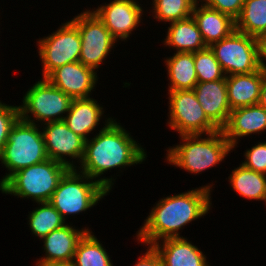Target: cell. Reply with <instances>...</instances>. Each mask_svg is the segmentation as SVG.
<instances>
[{
    "label": "cell",
    "mask_w": 266,
    "mask_h": 266,
    "mask_svg": "<svg viewBox=\"0 0 266 266\" xmlns=\"http://www.w3.org/2000/svg\"><path fill=\"white\" fill-rule=\"evenodd\" d=\"M206 46L218 42L236 30V21L229 15L212 9L197 1L192 11Z\"/></svg>",
    "instance_id": "d6986e66"
},
{
    "label": "cell",
    "mask_w": 266,
    "mask_h": 266,
    "mask_svg": "<svg viewBox=\"0 0 266 266\" xmlns=\"http://www.w3.org/2000/svg\"><path fill=\"white\" fill-rule=\"evenodd\" d=\"M204 5L231 16L236 20L242 11L245 0H198Z\"/></svg>",
    "instance_id": "1f68e13d"
},
{
    "label": "cell",
    "mask_w": 266,
    "mask_h": 266,
    "mask_svg": "<svg viewBox=\"0 0 266 266\" xmlns=\"http://www.w3.org/2000/svg\"><path fill=\"white\" fill-rule=\"evenodd\" d=\"M257 40L260 67L266 71V34L260 36Z\"/></svg>",
    "instance_id": "836d02e7"
},
{
    "label": "cell",
    "mask_w": 266,
    "mask_h": 266,
    "mask_svg": "<svg viewBox=\"0 0 266 266\" xmlns=\"http://www.w3.org/2000/svg\"><path fill=\"white\" fill-rule=\"evenodd\" d=\"M226 77V87L231 110L256 105L259 102L264 69L248 74H235Z\"/></svg>",
    "instance_id": "ffe728a7"
},
{
    "label": "cell",
    "mask_w": 266,
    "mask_h": 266,
    "mask_svg": "<svg viewBox=\"0 0 266 266\" xmlns=\"http://www.w3.org/2000/svg\"><path fill=\"white\" fill-rule=\"evenodd\" d=\"M258 104L266 109V71L264 70V78L260 90V98Z\"/></svg>",
    "instance_id": "e575fe53"
},
{
    "label": "cell",
    "mask_w": 266,
    "mask_h": 266,
    "mask_svg": "<svg viewBox=\"0 0 266 266\" xmlns=\"http://www.w3.org/2000/svg\"><path fill=\"white\" fill-rule=\"evenodd\" d=\"M168 91L193 90L198 83L194 53L174 52L173 56L166 57Z\"/></svg>",
    "instance_id": "603a6c76"
},
{
    "label": "cell",
    "mask_w": 266,
    "mask_h": 266,
    "mask_svg": "<svg viewBox=\"0 0 266 266\" xmlns=\"http://www.w3.org/2000/svg\"><path fill=\"white\" fill-rule=\"evenodd\" d=\"M37 204L39 207L30 211L27 218L28 226L35 237L42 239L67 224L50 202Z\"/></svg>",
    "instance_id": "4316f807"
},
{
    "label": "cell",
    "mask_w": 266,
    "mask_h": 266,
    "mask_svg": "<svg viewBox=\"0 0 266 266\" xmlns=\"http://www.w3.org/2000/svg\"><path fill=\"white\" fill-rule=\"evenodd\" d=\"M214 184L199 186L187 192L161 198L150 210L136 240L146 247L166 238L183 237L181 229L204 217L211 210Z\"/></svg>",
    "instance_id": "7a4b0ae2"
},
{
    "label": "cell",
    "mask_w": 266,
    "mask_h": 266,
    "mask_svg": "<svg viewBox=\"0 0 266 266\" xmlns=\"http://www.w3.org/2000/svg\"><path fill=\"white\" fill-rule=\"evenodd\" d=\"M39 124L18 119L12 126L8 140L0 154V164L8 169L0 186L15 172L31 165L39 164L48 158L44 138Z\"/></svg>",
    "instance_id": "5b68a950"
},
{
    "label": "cell",
    "mask_w": 266,
    "mask_h": 266,
    "mask_svg": "<svg viewBox=\"0 0 266 266\" xmlns=\"http://www.w3.org/2000/svg\"><path fill=\"white\" fill-rule=\"evenodd\" d=\"M37 45L43 78L56 68L79 61L81 38L78 28L71 21H66L47 37L39 38Z\"/></svg>",
    "instance_id": "30bf717a"
},
{
    "label": "cell",
    "mask_w": 266,
    "mask_h": 266,
    "mask_svg": "<svg viewBox=\"0 0 266 266\" xmlns=\"http://www.w3.org/2000/svg\"><path fill=\"white\" fill-rule=\"evenodd\" d=\"M43 266H73L72 263H62V264H48Z\"/></svg>",
    "instance_id": "d590c367"
},
{
    "label": "cell",
    "mask_w": 266,
    "mask_h": 266,
    "mask_svg": "<svg viewBox=\"0 0 266 266\" xmlns=\"http://www.w3.org/2000/svg\"><path fill=\"white\" fill-rule=\"evenodd\" d=\"M179 138V144L166 150V161L191 174H201L216 166L234 150L221 130L203 134V137L202 134H194L179 135Z\"/></svg>",
    "instance_id": "3957f363"
},
{
    "label": "cell",
    "mask_w": 266,
    "mask_h": 266,
    "mask_svg": "<svg viewBox=\"0 0 266 266\" xmlns=\"http://www.w3.org/2000/svg\"><path fill=\"white\" fill-rule=\"evenodd\" d=\"M103 127L94 137L85 141L84 155L77 166L109 193L114 185L113 177H100L108 170L141 164L147 152L125 128L112 117H105ZM80 168V169H79Z\"/></svg>",
    "instance_id": "6da1fadb"
},
{
    "label": "cell",
    "mask_w": 266,
    "mask_h": 266,
    "mask_svg": "<svg viewBox=\"0 0 266 266\" xmlns=\"http://www.w3.org/2000/svg\"><path fill=\"white\" fill-rule=\"evenodd\" d=\"M19 118V106L8 105L0 100V154L8 140L12 126Z\"/></svg>",
    "instance_id": "f546056e"
},
{
    "label": "cell",
    "mask_w": 266,
    "mask_h": 266,
    "mask_svg": "<svg viewBox=\"0 0 266 266\" xmlns=\"http://www.w3.org/2000/svg\"><path fill=\"white\" fill-rule=\"evenodd\" d=\"M108 193L102 185L77 168H70L60 180L49 202L66 221L68 215L73 216L93 208Z\"/></svg>",
    "instance_id": "8992f818"
},
{
    "label": "cell",
    "mask_w": 266,
    "mask_h": 266,
    "mask_svg": "<svg viewBox=\"0 0 266 266\" xmlns=\"http://www.w3.org/2000/svg\"><path fill=\"white\" fill-rule=\"evenodd\" d=\"M138 0H112L92 11L104 23L112 36L118 41H127L130 34L143 21L144 10Z\"/></svg>",
    "instance_id": "4fadbf2b"
},
{
    "label": "cell",
    "mask_w": 266,
    "mask_h": 266,
    "mask_svg": "<svg viewBox=\"0 0 266 266\" xmlns=\"http://www.w3.org/2000/svg\"><path fill=\"white\" fill-rule=\"evenodd\" d=\"M47 79L72 99L89 98L98 82L97 71L79 61L56 68Z\"/></svg>",
    "instance_id": "5bb4252c"
},
{
    "label": "cell",
    "mask_w": 266,
    "mask_h": 266,
    "mask_svg": "<svg viewBox=\"0 0 266 266\" xmlns=\"http://www.w3.org/2000/svg\"><path fill=\"white\" fill-rule=\"evenodd\" d=\"M73 266H114L103 244L88 231L79 241L74 258Z\"/></svg>",
    "instance_id": "484cf974"
},
{
    "label": "cell",
    "mask_w": 266,
    "mask_h": 266,
    "mask_svg": "<svg viewBox=\"0 0 266 266\" xmlns=\"http://www.w3.org/2000/svg\"><path fill=\"white\" fill-rule=\"evenodd\" d=\"M70 21L80 33L81 53L79 62L96 71L107 59L118 41L92 10L86 9Z\"/></svg>",
    "instance_id": "9c48e42d"
},
{
    "label": "cell",
    "mask_w": 266,
    "mask_h": 266,
    "mask_svg": "<svg viewBox=\"0 0 266 266\" xmlns=\"http://www.w3.org/2000/svg\"><path fill=\"white\" fill-rule=\"evenodd\" d=\"M244 156L245 161L241 163L243 166L256 172L266 174V141H260L250 149H246Z\"/></svg>",
    "instance_id": "4dcf8cb0"
},
{
    "label": "cell",
    "mask_w": 266,
    "mask_h": 266,
    "mask_svg": "<svg viewBox=\"0 0 266 266\" xmlns=\"http://www.w3.org/2000/svg\"><path fill=\"white\" fill-rule=\"evenodd\" d=\"M91 231L88 228L78 229L69 222L63 227L53 230L46 237L42 238L45 256L39 258L36 266L48 264L72 263L79 241Z\"/></svg>",
    "instance_id": "9a60e30c"
},
{
    "label": "cell",
    "mask_w": 266,
    "mask_h": 266,
    "mask_svg": "<svg viewBox=\"0 0 266 266\" xmlns=\"http://www.w3.org/2000/svg\"><path fill=\"white\" fill-rule=\"evenodd\" d=\"M167 125L179 135L210 134L219 129L208 119L194 90L168 91Z\"/></svg>",
    "instance_id": "8fae6325"
},
{
    "label": "cell",
    "mask_w": 266,
    "mask_h": 266,
    "mask_svg": "<svg viewBox=\"0 0 266 266\" xmlns=\"http://www.w3.org/2000/svg\"><path fill=\"white\" fill-rule=\"evenodd\" d=\"M162 266H211L206 255L185 237L166 238L152 245Z\"/></svg>",
    "instance_id": "ac0fdd59"
},
{
    "label": "cell",
    "mask_w": 266,
    "mask_h": 266,
    "mask_svg": "<svg viewBox=\"0 0 266 266\" xmlns=\"http://www.w3.org/2000/svg\"><path fill=\"white\" fill-rule=\"evenodd\" d=\"M69 169L65 164L47 159L12 174L0 186V191L20 199H31L35 203L49 202L60 180Z\"/></svg>",
    "instance_id": "277c9868"
},
{
    "label": "cell",
    "mask_w": 266,
    "mask_h": 266,
    "mask_svg": "<svg viewBox=\"0 0 266 266\" xmlns=\"http://www.w3.org/2000/svg\"><path fill=\"white\" fill-rule=\"evenodd\" d=\"M138 262L133 266H162V261L159 253L153 246H149L146 252L138 257Z\"/></svg>",
    "instance_id": "d6a6232c"
},
{
    "label": "cell",
    "mask_w": 266,
    "mask_h": 266,
    "mask_svg": "<svg viewBox=\"0 0 266 266\" xmlns=\"http://www.w3.org/2000/svg\"><path fill=\"white\" fill-rule=\"evenodd\" d=\"M72 101L47 78H42L24 94L23 103L19 105L20 119L36 125L40 122L41 126L48 122L64 121Z\"/></svg>",
    "instance_id": "52a82bcc"
},
{
    "label": "cell",
    "mask_w": 266,
    "mask_h": 266,
    "mask_svg": "<svg viewBox=\"0 0 266 266\" xmlns=\"http://www.w3.org/2000/svg\"><path fill=\"white\" fill-rule=\"evenodd\" d=\"M233 191L249 200L266 204V174L248 169L242 164L234 168L228 177Z\"/></svg>",
    "instance_id": "cb8c5ba5"
},
{
    "label": "cell",
    "mask_w": 266,
    "mask_h": 266,
    "mask_svg": "<svg viewBox=\"0 0 266 266\" xmlns=\"http://www.w3.org/2000/svg\"><path fill=\"white\" fill-rule=\"evenodd\" d=\"M194 64L198 82L220 80L226 76L208 46L205 49L194 52Z\"/></svg>",
    "instance_id": "f1b7e54d"
},
{
    "label": "cell",
    "mask_w": 266,
    "mask_h": 266,
    "mask_svg": "<svg viewBox=\"0 0 266 266\" xmlns=\"http://www.w3.org/2000/svg\"><path fill=\"white\" fill-rule=\"evenodd\" d=\"M193 90L208 119L221 130L231 112L226 77L215 81L198 82Z\"/></svg>",
    "instance_id": "e0dca14e"
},
{
    "label": "cell",
    "mask_w": 266,
    "mask_h": 266,
    "mask_svg": "<svg viewBox=\"0 0 266 266\" xmlns=\"http://www.w3.org/2000/svg\"><path fill=\"white\" fill-rule=\"evenodd\" d=\"M100 105L92 97L73 99L64 122L70 130L87 141L89 134L94 133L92 131L96 130L104 117V109Z\"/></svg>",
    "instance_id": "44dd1931"
},
{
    "label": "cell",
    "mask_w": 266,
    "mask_h": 266,
    "mask_svg": "<svg viewBox=\"0 0 266 266\" xmlns=\"http://www.w3.org/2000/svg\"><path fill=\"white\" fill-rule=\"evenodd\" d=\"M235 21L236 30L244 34L257 39L266 34V0H245Z\"/></svg>",
    "instance_id": "d4e9b609"
},
{
    "label": "cell",
    "mask_w": 266,
    "mask_h": 266,
    "mask_svg": "<svg viewBox=\"0 0 266 266\" xmlns=\"http://www.w3.org/2000/svg\"><path fill=\"white\" fill-rule=\"evenodd\" d=\"M42 125H44L43 128L42 126L40 128L48 158L65 164L69 168H77V164L81 163L84 155L85 140L70 130L64 121ZM76 160L77 164H75Z\"/></svg>",
    "instance_id": "7c38bea8"
},
{
    "label": "cell",
    "mask_w": 266,
    "mask_h": 266,
    "mask_svg": "<svg viewBox=\"0 0 266 266\" xmlns=\"http://www.w3.org/2000/svg\"><path fill=\"white\" fill-rule=\"evenodd\" d=\"M219 62L224 74H248L258 71V40L238 30L209 46Z\"/></svg>",
    "instance_id": "ba28073f"
},
{
    "label": "cell",
    "mask_w": 266,
    "mask_h": 266,
    "mask_svg": "<svg viewBox=\"0 0 266 266\" xmlns=\"http://www.w3.org/2000/svg\"><path fill=\"white\" fill-rule=\"evenodd\" d=\"M198 0H152L151 15L160 22H175L192 16Z\"/></svg>",
    "instance_id": "83f0119b"
},
{
    "label": "cell",
    "mask_w": 266,
    "mask_h": 266,
    "mask_svg": "<svg viewBox=\"0 0 266 266\" xmlns=\"http://www.w3.org/2000/svg\"><path fill=\"white\" fill-rule=\"evenodd\" d=\"M169 24L166 38L163 40L164 46L176 49L175 52L189 53H194L207 47L192 16Z\"/></svg>",
    "instance_id": "7402d4cb"
},
{
    "label": "cell",
    "mask_w": 266,
    "mask_h": 266,
    "mask_svg": "<svg viewBox=\"0 0 266 266\" xmlns=\"http://www.w3.org/2000/svg\"><path fill=\"white\" fill-rule=\"evenodd\" d=\"M266 130V109L259 104L231 110L226 125L221 129L233 149L239 138L260 134Z\"/></svg>",
    "instance_id": "2e32d148"
}]
</instances>
